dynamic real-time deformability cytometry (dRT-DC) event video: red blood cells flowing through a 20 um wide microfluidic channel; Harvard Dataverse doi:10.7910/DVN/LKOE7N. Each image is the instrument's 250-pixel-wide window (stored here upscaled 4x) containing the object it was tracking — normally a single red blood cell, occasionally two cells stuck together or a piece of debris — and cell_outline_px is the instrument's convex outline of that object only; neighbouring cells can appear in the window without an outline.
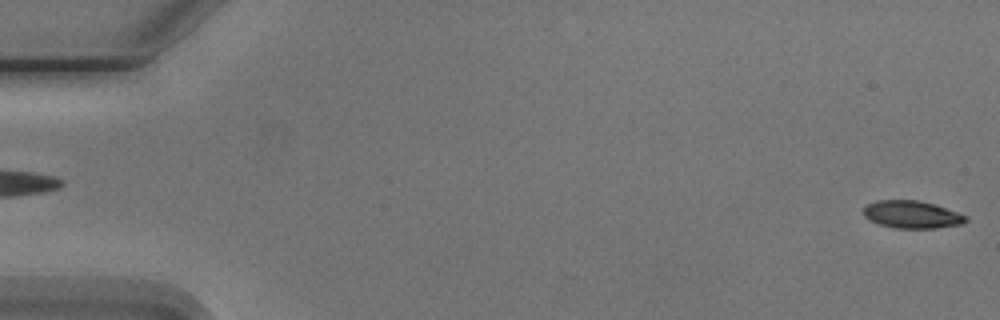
{"species": "Egyptian fruit bat (a non-hibernating species)", "species_latin": "Rousettus aegyptiacus", "temperature_condition": "cold", "stored_images_in_passage": 6, "segment_of_instrument_passage": [2, 2], "camera_frame_rate_fps": 3000, "um_per_image_px": 0.085, "animal": {"sex": "male"}, "frame": {"image": 1, "passage_image": 6, "time_ms": 6.0, "image_size_px": [1000, 320], "cell_outline_px": [[968, 220], [960, 224], [936, 228], [896, 228], [880, 224], [864, 216], [864, 204], [876, 200], [920, 200], [936, 204], [968, 216]], "centroid_in_image_um": [77.52, 18.21], "position_along_channel_um": 7.5, "area_um2": 16.47}}